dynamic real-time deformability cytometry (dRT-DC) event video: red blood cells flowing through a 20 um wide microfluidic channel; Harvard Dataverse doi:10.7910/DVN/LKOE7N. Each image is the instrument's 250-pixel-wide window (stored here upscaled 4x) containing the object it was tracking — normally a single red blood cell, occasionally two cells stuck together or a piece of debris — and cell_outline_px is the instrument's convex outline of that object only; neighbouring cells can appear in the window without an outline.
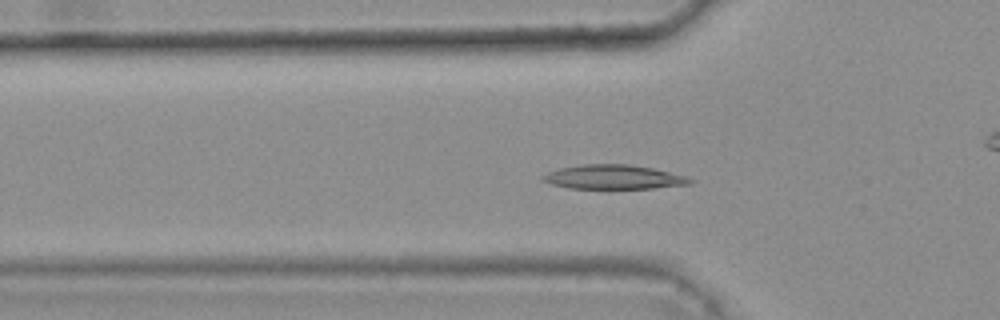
{"species": "common noctule bat (a hibernating species)", "species_latin": "Nyctalus noctula", "temperature_condition": "warm", "stored_images_in_passage": 41, "camera_frame_rate_fps": 3000, "um_per_image_px": 0.085, "animal": {"sex": "female", "body_mass_g": 25.1}, "frame": {"image": 1, "passage_image": 12, "time_ms": 3.667, "image_size_px": [1000, 320], "cell_outline_px": [[692, 184], [652, 188], [568, 188], [552, 184], [540, 180], [540, 176], [548, 172], [560, 168], [584, 164], [628, 164], [652, 168], [688, 176], [692, 180]], "centroid_in_image_um": [52.14, 15.04], "position_along_channel_um": 73.7, "area_um2": 20.75}}
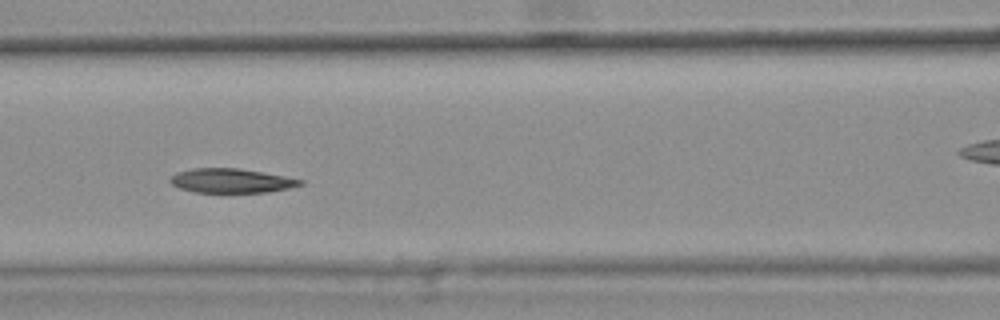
{"frame": {"image": 2, "passage_image": 18, "time_ms": 5.667, "image_size_px": [1000, 320], "cell_outline_px": [[304, 184], [288, 188], [268, 192], [196, 192], [180, 188], [172, 184], [168, 180], [176, 172], [192, 168], [236, 168], [284, 176], [304, 180]], "centroid_in_image_um": [19.64, 15.36], "position_along_channel_um": 147.0, "area_um2": 18.21}}